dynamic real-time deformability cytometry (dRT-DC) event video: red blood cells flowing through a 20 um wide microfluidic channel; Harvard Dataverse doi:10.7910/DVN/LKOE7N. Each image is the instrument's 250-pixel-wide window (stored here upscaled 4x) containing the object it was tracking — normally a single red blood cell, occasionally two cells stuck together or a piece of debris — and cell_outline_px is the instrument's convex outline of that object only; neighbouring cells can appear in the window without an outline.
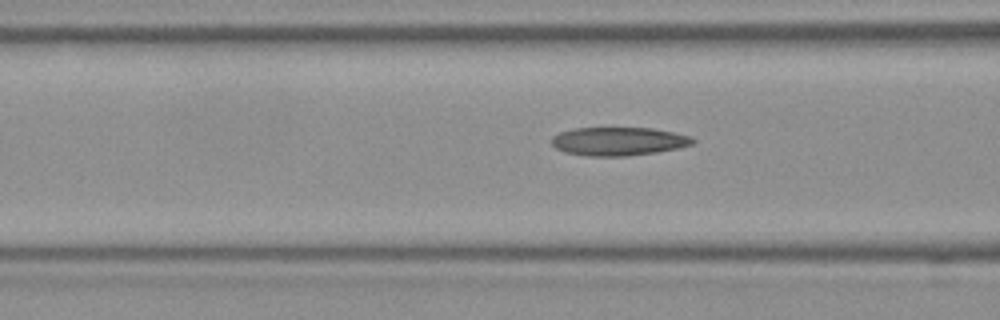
{"species": "Egyptian fruit bat (a non-hibernating species)", "species_latin": "Rousettus aegyptiacus", "temperature_condition": "room temperature", "stored_images_in_passage": 7, "camera_frame_rate_fps": 3000, "um_per_image_px": 0.085, "frame": {"image": 1, "passage_image": 5, "time_ms": 1.333, "image_size_px": [1000, 320], "cell_outline_px": [[696, 140], [692, 144], [676, 148], [656, 152], [624, 156], [588, 156], [564, 152], [556, 148], [552, 144], [552, 136], [560, 132], [576, 128], [652, 128], [692, 136]], "centroid_in_image_um": [52.56, 12.01], "position_along_channel_um": 114.0, "area_um2": 23.24}}